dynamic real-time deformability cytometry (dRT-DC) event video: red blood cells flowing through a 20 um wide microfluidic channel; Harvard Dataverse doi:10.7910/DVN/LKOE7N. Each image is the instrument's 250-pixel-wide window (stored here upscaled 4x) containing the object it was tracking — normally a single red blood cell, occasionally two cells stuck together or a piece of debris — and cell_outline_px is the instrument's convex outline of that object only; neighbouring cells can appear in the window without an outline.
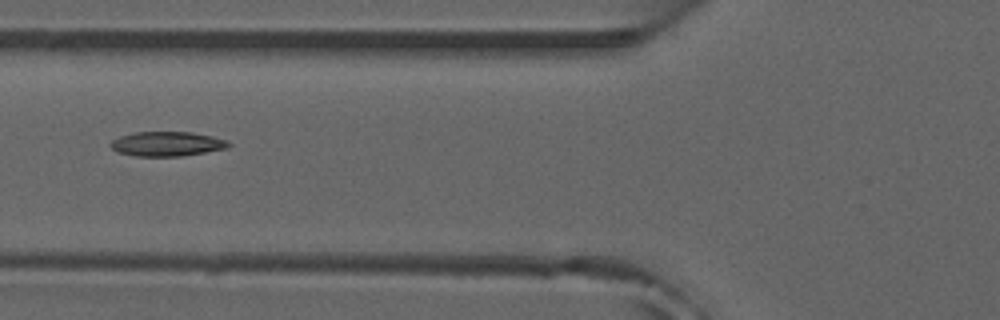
{"species": "common noctule bat (a hibernating species)", "species_latin": "Nyctalus noctula", "temperature_condition": "room temperature", "stored_images_in_passage": 3, "camera_frame_rate_fps": 3000, "um_per_image_px": 0.085, "animal": {"sex": "male", "forearm_length_mm": 52.5}, "frame": {"image": 1, "passage_image": 3, "time_ms": 0.667, "image_size_px": [1000, 320], "cell_outline_px": [[232, 144], [228, 148], [180, 156], [136, 156], [116, 152], [108, 144], [112, 140], [120, 136], [132, 132], [192, 132], [212, 136], [228, 140]], "centroid_in_image_um": [14.18, 12.22], "position_along_channel_um": 111.6, "area_um2": 16.99}}